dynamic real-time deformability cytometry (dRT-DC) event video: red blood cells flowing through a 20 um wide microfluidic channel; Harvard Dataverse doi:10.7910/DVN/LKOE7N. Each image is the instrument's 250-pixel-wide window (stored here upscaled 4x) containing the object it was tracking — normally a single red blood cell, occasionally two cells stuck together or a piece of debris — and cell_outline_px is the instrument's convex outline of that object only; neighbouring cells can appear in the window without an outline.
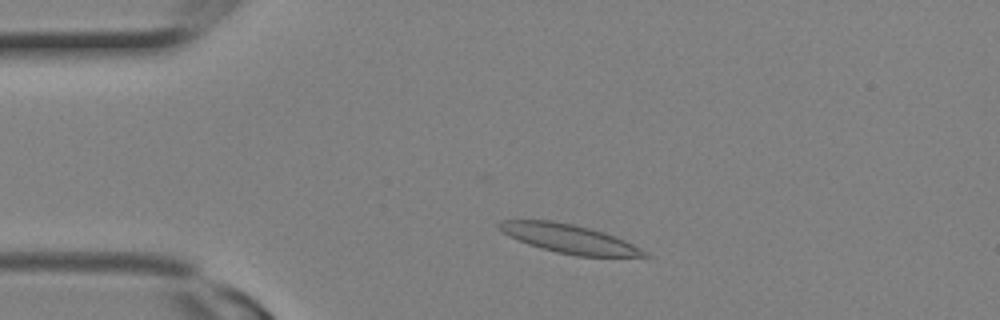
{"species": "Egyptian fruit bat (a non-hibernating species)", "species_latin": "Rousettus aegyptiacus", "temperature_condition": "room temperature", "stored_images_in_passage": 5, "camera_frame_rate_fps": 3000, "um_per_image_px": 0.085, "animal": {"sex": "female"}, "frame": {"image": 1, "passage_image": 3, "time_ms": 0.667, "image_size_px": [1000, 320], "cell_outline_px": [[652, 256], [576, 256], [556, 252], [540, 248], [528, 244], [508, 236], [496, 228], [496, 224], [500, 220], [552, 220], [572, 224], [604, 232], [616, 236], [648, 252]], "centroid_in_image_um": [48.32, 20.28], "position_along_channel_um": 36.7, "area_um2": 24.39}}